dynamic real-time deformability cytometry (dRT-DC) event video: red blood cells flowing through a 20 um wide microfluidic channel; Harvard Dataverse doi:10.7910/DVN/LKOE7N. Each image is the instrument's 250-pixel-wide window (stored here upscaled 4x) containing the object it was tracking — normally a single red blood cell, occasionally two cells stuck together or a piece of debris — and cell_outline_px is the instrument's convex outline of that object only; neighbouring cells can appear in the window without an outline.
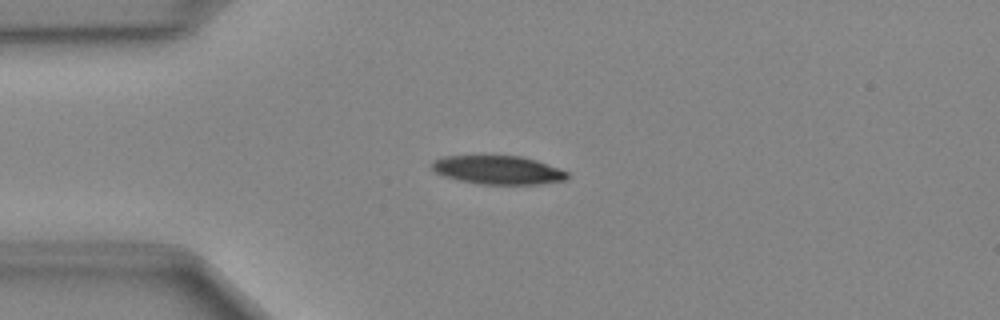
{"species": "Egyptian fruit bat (a non-hibernating species)", "species_latin": "Rousettus aegyptiacus", "temperature_condition": "cold", "stored_images_in_passage": 48, "camera_frame_rate_fps": 3000, "um_per_image_px": 0.085, "animal": {"sex": "female"}, "frame": {"image": 1, "passage_image": 11, "time_ms": 3.333, "image_size_px": [1000, 320], "cell_outline_px": [[568, 176], [564, 180], [536, 184], [480, 184], [460, 180], [444, 176], [436, 172], [432, 168], [432, 160], [444, 156], [520, 156], [536, 160], [568, 172]], "centroid_in_image_um": [42.3, 14.44], "position_along_channel_um": 42.7, "area_um2": 22.25}}
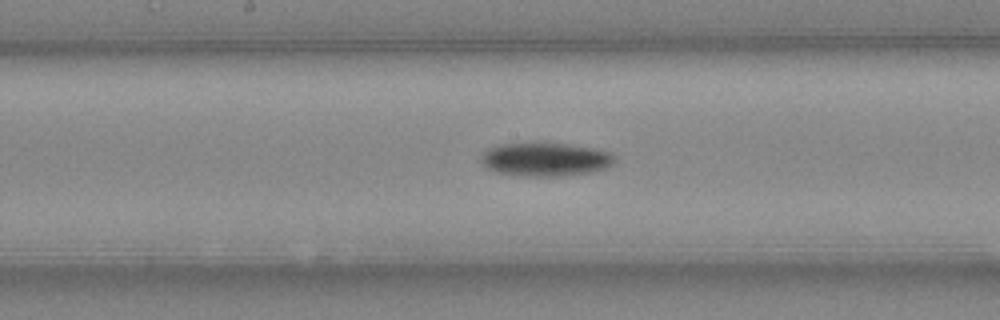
{"frame": {"image": 2, "passage_image": 24, "time_ms": 7.667, "image_size_px": [1000, 320], "cell_outline_px": [[616, 160], [608, 168], [592, 172], [560, 176], [528, 176], [496, 172], [488, 168], [480, 160], [480, 156], [488, 148], [496, 144], [568, 144], [596, 148], [608, 152]], "centroid_in_image_um": [46.36, 13.55], "position_along_channel_um": 201.8, "area_um2": 25.89}}
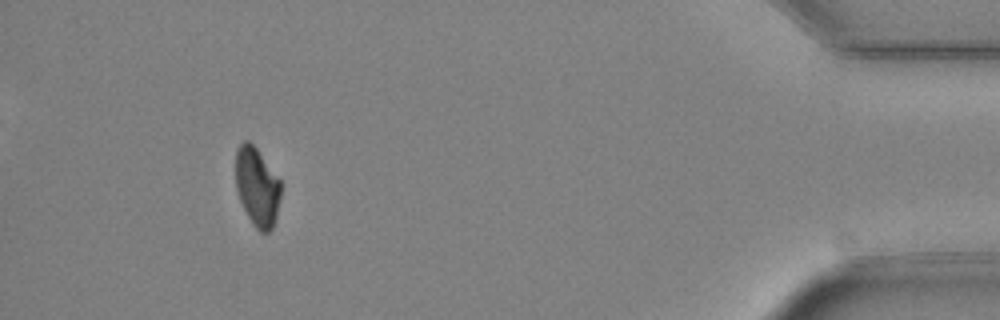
{"frame": {"image": 3, "passage_image": 44, "time_ms": 14.333, "image_size_px": [1000, 320], "cell_outline_px": [[280, 196], [276, 220], [272, 228], [268, 232], [260, 232], [252, 224], [240, 200], [236, 188], [236, 148], [244, 140], [248, 140], [256, 148], [280, 180]], "centroid_in_image_um": [21.85, 15.89], "position_along_channel_um": 413.4, "area_um2": 20.58}}